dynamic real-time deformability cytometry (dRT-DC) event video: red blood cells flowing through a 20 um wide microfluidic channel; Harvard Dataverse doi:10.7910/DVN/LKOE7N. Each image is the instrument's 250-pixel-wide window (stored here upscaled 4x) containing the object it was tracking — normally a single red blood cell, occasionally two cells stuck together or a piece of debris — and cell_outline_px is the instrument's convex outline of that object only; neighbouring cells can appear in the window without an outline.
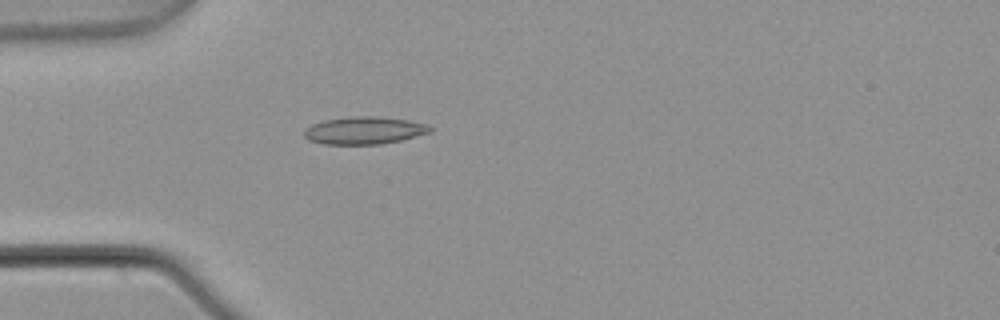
{"species": "common noctule bat (a hibernating species)", "species_latin": "Nyctalus noctula", "temperature_condition": "warm", "stored_images_in_passage": 4, "camera_frame_rate_fps": 3000, "um_per_image_px": 0.085, "animal": {"sex": "male", "body_mass_g": 21.5, "forearm_length_mm": 52.0}, "frame": {"image": 1, "passage_image": 4, "time_ms": 1.0, "image_size_px": [1000, 320], "cell_outline_px": [[432, 132], [400, 140], [380, 144], [324, 144], [308, 140], [304, 136], [304, 128], [312, 124], [324, 120], [348, 116], [376, 116], [408, 120], [428, 124], [432, 128]], "centroid_in_image_um": [30.95, 11.08], "position_along_channel_um": 54.1, "area_um2": 20.29}}